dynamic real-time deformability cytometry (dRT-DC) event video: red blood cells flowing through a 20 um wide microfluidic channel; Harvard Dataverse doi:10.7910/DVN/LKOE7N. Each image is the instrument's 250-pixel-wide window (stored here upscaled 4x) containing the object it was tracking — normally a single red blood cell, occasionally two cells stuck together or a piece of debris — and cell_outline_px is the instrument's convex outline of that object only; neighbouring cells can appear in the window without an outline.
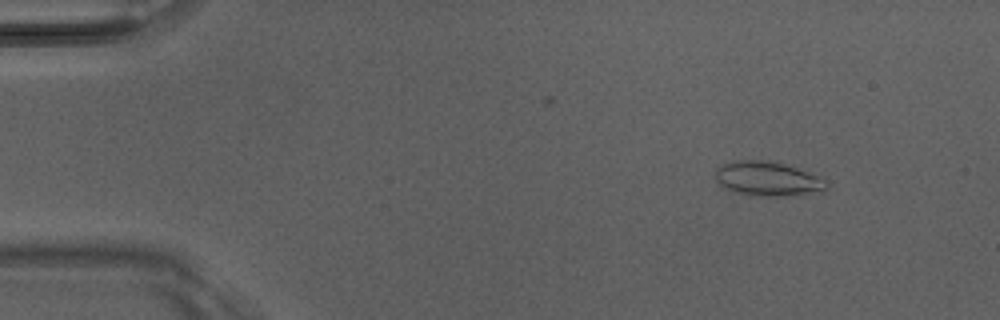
{"species": "Egyptian fruit bat (a non-hibernating species)", "species_latin": "Rousettus aegyptiacus", "temperature_condition": "room temperature", "stored_images_in_passage": 6, "camera_frame_rate_fps": 3000, "um_per_image_px": 0.085, "animal": {"sex": "male"}, "frame": {"image": 1, "passage_image": 2, "time_ms": 0.333, "image_size_px": [1000, 320], "cell_outline_px": [[832, 184], [824, 192], [776, 196], [764, 196], [732, 192], [720, 184], [716, 180], [716, 168], [732, 160], [756, 160], [784, 164], [824, 176]], "centroid_in_image_um": [65.36, 15.2], "position_along_channel_um": 19.6, "area_um2": 22.54}}